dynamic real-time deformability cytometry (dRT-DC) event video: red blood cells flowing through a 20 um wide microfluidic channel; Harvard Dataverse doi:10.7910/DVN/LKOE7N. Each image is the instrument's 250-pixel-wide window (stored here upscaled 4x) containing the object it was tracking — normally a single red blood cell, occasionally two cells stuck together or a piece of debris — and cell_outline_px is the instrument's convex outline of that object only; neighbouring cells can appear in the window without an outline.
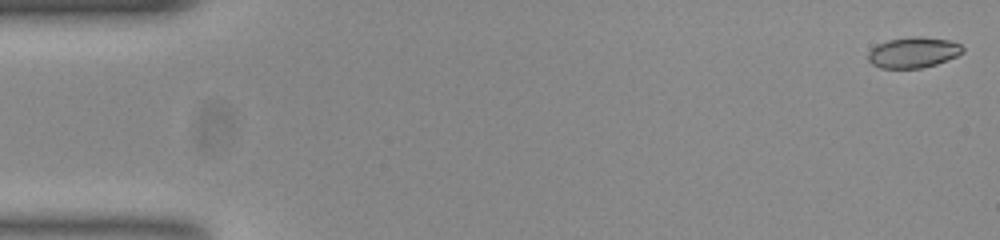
{"species": "common noctule bat (a hibernating species)", "species_latin": "Nyctalus noctula", "temperature_condition": "room temperature", "stored_images_in_passage": 7, "camera_frame_rate_fps": 3000, "um_per_image_px": 0.085, "animal": {"sex": "female", "body_mass_g": 23.0, "forearm_length_mm": 53.4}, "frame": {"image": 1, "passage_image": 1, "time_ms": 0.0, "image_size_px": [1000, 240], "cell_outline_px": [[964, 52], [956, 56], [936, 64], [920, 68], [880, 68], [872, 64], [868, 60], [868, 52], [876, 44], [888, 40], [912, 36], [916, 36], [948, 40], [960, 44], [964, 48]], "centroid_in_image_um": [77.61, 4.46], "position_along_channel_um": 7.4, "area_um2": 16.88}}